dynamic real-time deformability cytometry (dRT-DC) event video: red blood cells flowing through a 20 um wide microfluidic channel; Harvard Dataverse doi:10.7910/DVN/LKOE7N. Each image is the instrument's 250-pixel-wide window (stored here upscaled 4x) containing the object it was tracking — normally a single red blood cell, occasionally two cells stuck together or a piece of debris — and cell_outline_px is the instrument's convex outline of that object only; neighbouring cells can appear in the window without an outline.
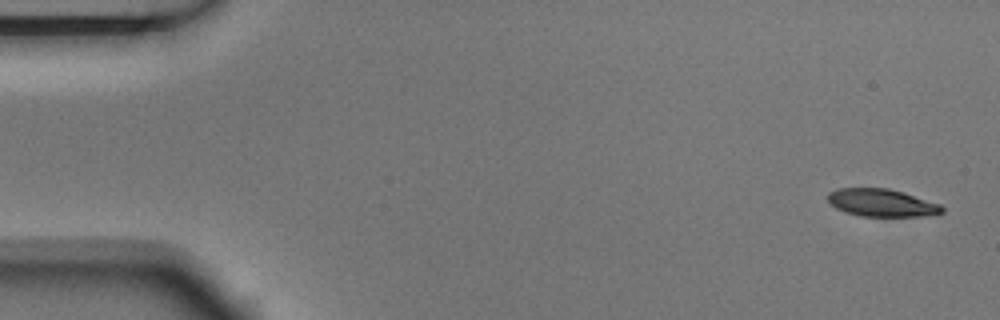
{"species": "Egyptian fruit bat (a non-hibernating species)", "species_latin": "Rousettus aegyptiacus", "temperature_condition": "room temperature", "stored_images_in_passage": 4, "camera_frame_rate_fps": 3000, "um_per_image_px": 0.085, "animal": {"sex": "male"}, "frame": {"image": 1, "passage_image": 1, "time_ms": 0.0, "image_size_px": [1000, 320], "cell_outline_px": [[944, 212], [936, 216], [860, 216], [836, 208], [828, 200], [828, 192], [836, 188], [888, 188], [904, 192], [940, 204], [944, 208]], "centroid_in_image_um": [75.0, 17.23], "position_along_channel_um": 10.0, "area_um2": 18.5}}
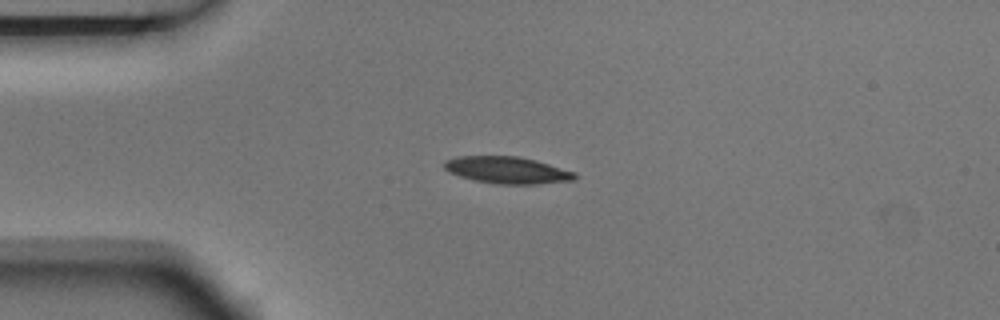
{"frame": {"image": 2, "passage_image": 3, "time_ms": 0.667, "image_size_px": [1000, 320], "cell_outline_px": [[576, 180], [536, 184], [496, 184], [476, 180], [460, 176], [448, 172], [444, 168], [444, 160], [456, 156], [520, 156], [536, 160], [576, 172]], "centroid_in_image_um": [43.12, 14.45], "position_along_channel_um": 41.9, "area_um2": 20.58}}